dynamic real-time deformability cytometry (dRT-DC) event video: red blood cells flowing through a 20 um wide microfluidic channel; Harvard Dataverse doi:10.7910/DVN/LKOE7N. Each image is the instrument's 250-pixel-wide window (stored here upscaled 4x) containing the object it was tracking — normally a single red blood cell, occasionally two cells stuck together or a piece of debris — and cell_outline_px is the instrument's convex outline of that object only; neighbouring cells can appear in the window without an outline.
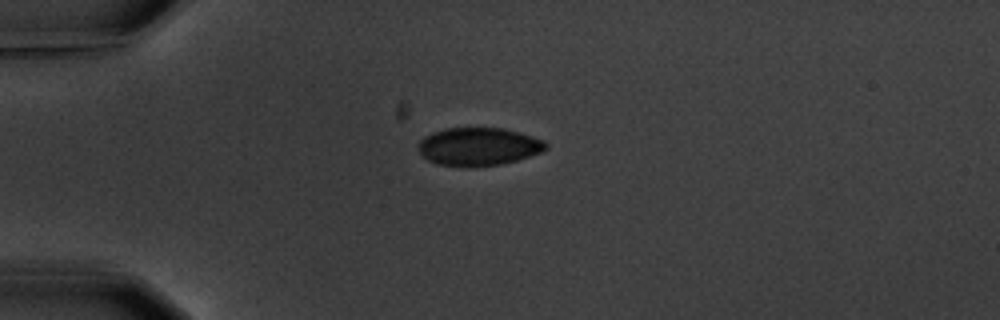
{"species": "common noctule bat (a hibernating species)", "species_latin": "Nyctalus noctula", "temperature_condition": "warm", "stored_images_in_passage": 7, "camera_frame_rate_fps": 3000, "um_per_image_px": 0.085, "animal": {"sex": "male", "body_mass_g": 20.1, "forearm_length_mm": 53.5}, "frame": {"image": 1, "passage_image": 1, "time_ms": 0.0, "image_size_px": [1000, 320], "cell_outline_px": [[548, 148], [540, 152], [516, 160], [500, 164], [436, 164], [428, 160], [416, 148], [416, 144], [424, 136], [432, 132], [444, 128], [504, 128], [520, 132], [544, 140], [548, 144]], "centroid_in_image_um": [40.66, 12.41], "position_along_channel_um": 44.3, "area_um2": 27.69}}
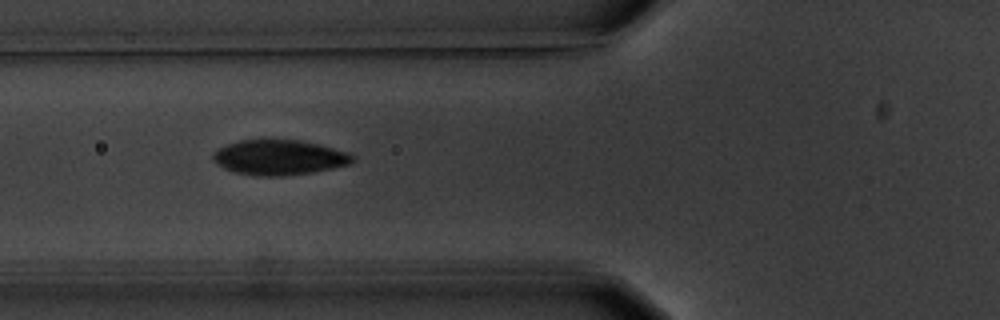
{"frame": {"image": 2, "passage_image": 3, "time_ms": 2.333, "image_size_px": [1000, 320], "cell_outline_px": [[356, 160], [348, 164], [332, 168], [312, 172], [284, 176], [256, 176], [232, 172], [216, 164], [212, 160], [212, 152], [228, 144], [240, 140], [264, 136], [300, 140], [348, 152], [356, 156]], "centroid_in_image_um": [23.67, 13.34], "position_along_channel_um": 102.1, "area_um2": 29.42}}